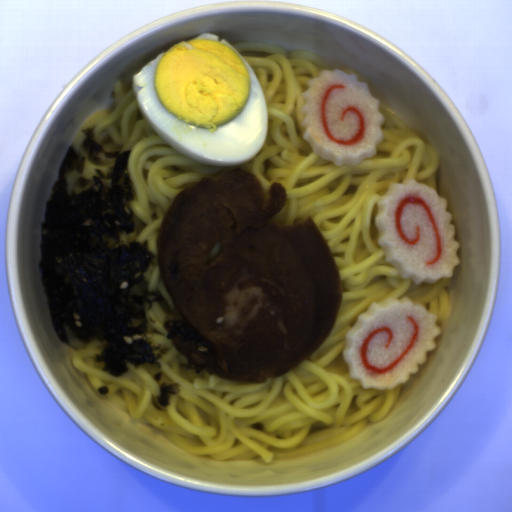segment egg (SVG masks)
Wrapping results in <instances>:
<instances>
[{"mask_svg":"<svg viewBox=\"0 0 512 512\" xmlns=\"http://www.w3.org/2000/svg\"><path fill=\"white\" fill-rule=\"evenodd\" d=\"M142 116L191 161L241 166L268 138L266 99L250 63L203 33L173 45L133 75Z\"/></svg>","mask_w":512,"mask_h":512,"instance_id":"obj_1","label":"egg"}]
</instances>
